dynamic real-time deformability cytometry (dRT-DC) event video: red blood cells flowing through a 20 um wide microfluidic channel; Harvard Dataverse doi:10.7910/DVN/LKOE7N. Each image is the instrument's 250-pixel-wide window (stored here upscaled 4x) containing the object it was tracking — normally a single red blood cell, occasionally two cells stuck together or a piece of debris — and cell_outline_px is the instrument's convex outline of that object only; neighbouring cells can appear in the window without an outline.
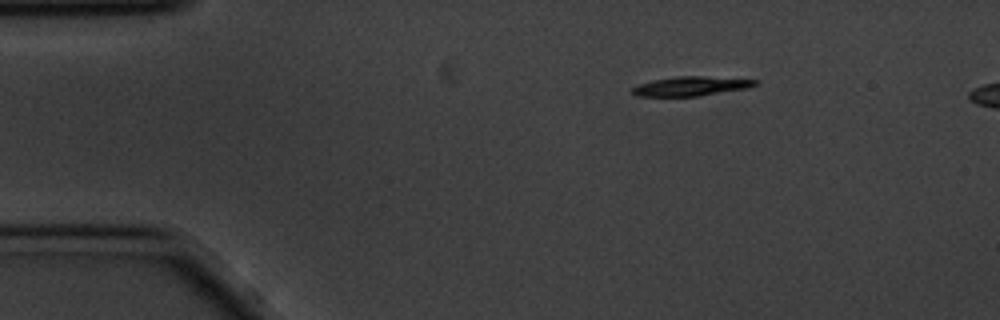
{"species": "common noctule bat (a hibernating species)", "species_latin": "Nyctalus noctula", "temperature_condition": "cold", "stored_images_in_passage": 48, "segment_of_instrument_passage": [1, 2], "camera_frame_rate_fps": 3000, "um_per_image_px": 0.085, "animal": {"sex": "male", "body_mass_g": 20.1, "forearm_length_mm": 53.5}, "frame": {"image": 1, "passage_image": 1, "time_ms": 0.0, "image_size_px": [1000, 320], "cell_outline_px": [[756, 84], [748, 88], [700, 96], [636, 96], [632, 92], [632, 88], [640, 84], [652, 80], [676, 76], [700, 76], [756, 80]], "centroid_in_image_um": [58.7, 7.33], "position_along_channel_um": 26.3, "area_um2": 13.64}}
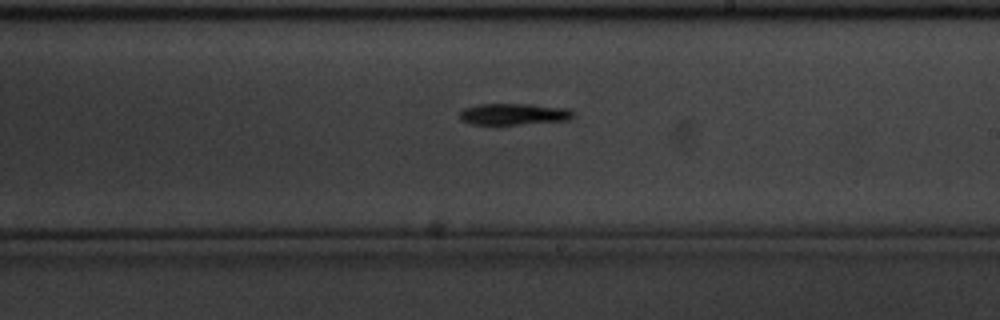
{"frame": {"image": 2, "passage_image": 25, "time_ms": 8.0, "image_size_px": [1000, 320], "cell_outline_px": [[576, 116], [568, 120], [520, 124], [472, 124], [460, 120], [460, 112], [464, 108], [480, 104], [528, 104], [568, 108]], "centroid_in_image_um": [43.68, 9.7], "position_along_channel_um": 245.3, "area_um2": 14.1}}
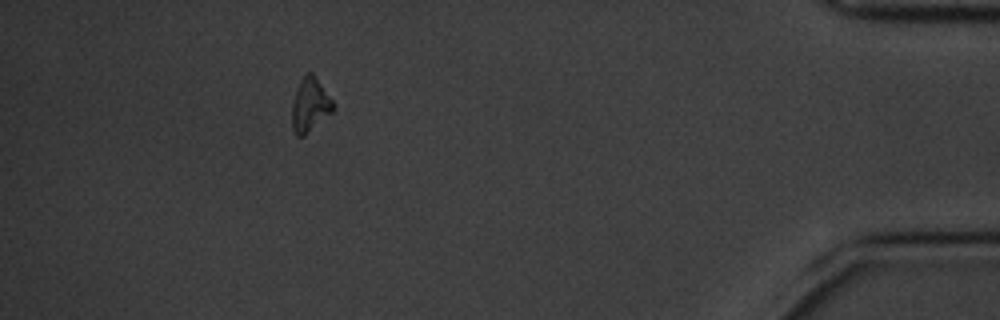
{"frame": {"image": 3, "passage_image": 44, "time_ms": 14.333, "image_size_px": [1000, 320], "cell_outline_px": [[336, 108], [332, 112], [304, 136], [296, 136], [292, 128], [292, 104], [300, 80], [308, 72], [312, 72], [332, 100]], "centroid_in_image_um": [26.35, 8.94], "position_along_channel_um": 408.9, "area_um2": 12.72}}